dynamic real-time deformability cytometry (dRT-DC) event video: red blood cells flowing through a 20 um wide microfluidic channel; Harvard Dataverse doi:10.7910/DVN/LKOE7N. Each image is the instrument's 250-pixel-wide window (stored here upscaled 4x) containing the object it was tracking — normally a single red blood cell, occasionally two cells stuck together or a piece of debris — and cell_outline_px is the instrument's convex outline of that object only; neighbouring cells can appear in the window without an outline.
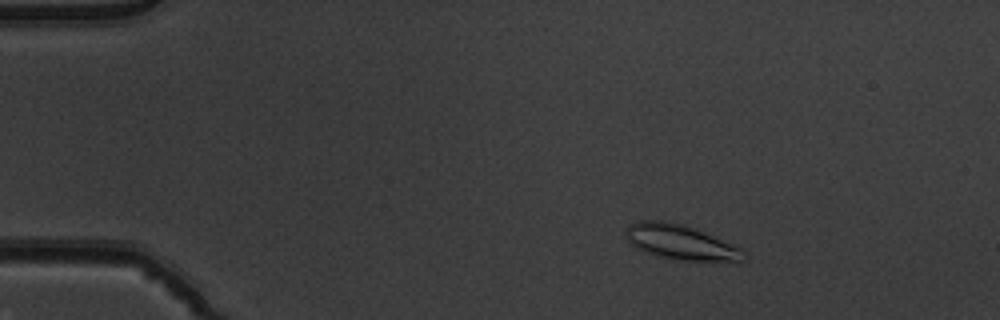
{"species": "common noctule bat (a hibernating species)", "species_latin": "Nyctalus noctula", "temperature_condition": "warm", "stored_images_in_passage": 51, "camera_frame_rate_fps": 3000, "um_per_image_px": 0.085, "animal": {"sex": "male", "body_mass_g": 19.5, "forearm_length_mm": 54.6}, "frame": {"image": 1, "passage_image": 7, "time_ms": 2.0, "image_size_px": [1000, 320], "cell_outline_px": [[744, 260], [684, 260], [656, 256], [636, 248], [628, 240], [624, 232], [624, 228], [640, 220], [668, 220], [684, 224], [696, 228], [744, 248]], "centroid_in_image_um": [57.83, 20.55], "position_along_channel_um": 27.2, "area_um2": 24.04}}
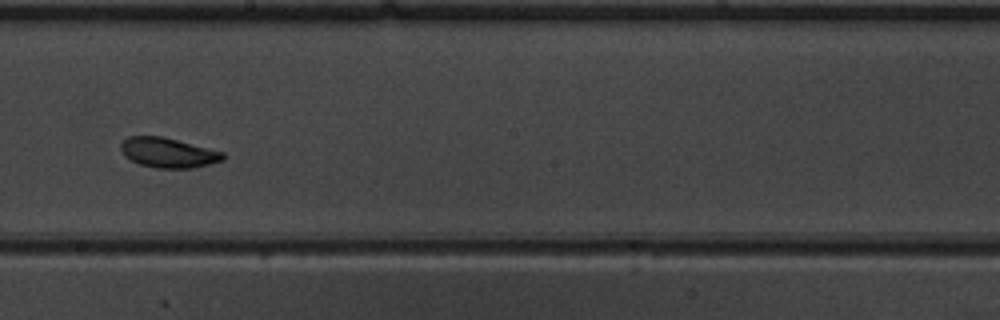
{"frame": {"image": 2, "passage_image": 29, "time_ms": 9.333, "image_size_px": [1000, 320], "cell_outline_px": [[224, 160], [196, 168], [156, 168], [140, 164], [124, 156], [120, 148], [120, 144], [128, 136], [160, 136], [224, 152]], "centroid_in_image_um": [14.29, 12.99], "position_along_channel_um": 233.9, "area_um2": 17.69}}
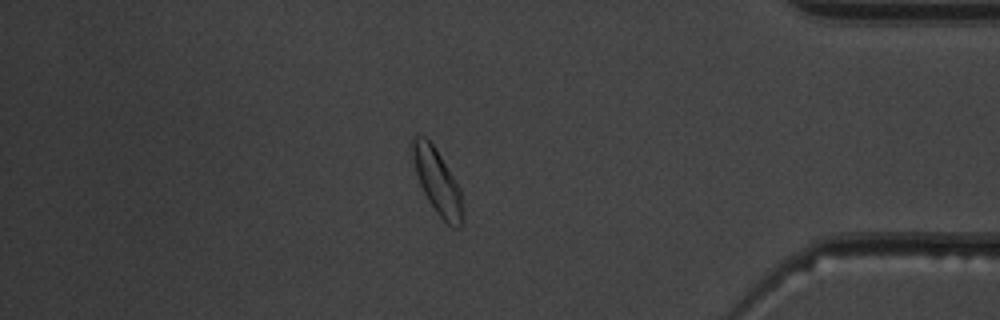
{"frame": {"image": 3, "passage_image": 44, "time_ms": 14.333, "image_size_px": [1000, 320], "cell_outline_px": [[464, 224], [460, 228], [452, 228], [436, 212], [428, 200], [420, 184], [416, 172], [412, 156], [412, 140], [416, 136], [424, 136], [436, 148], [460, 188], [464, 208]], "centroid_in_image_um": [37.23, 15.51], "position_along_channel_um": 398.0, "area_um2": 19.02}, "authors_computed_cell_mechanics": {"area_um2": 18.5538, "velocity_mm_per_s": 3.8635, "shape_relaxation_time_tau1_ms": 5.9339, "shape_relaxation_time_tau2_ms": 3.1582, "deformation_change_tau1": 0.1764, "deformation_change_tau2": 0.095}}